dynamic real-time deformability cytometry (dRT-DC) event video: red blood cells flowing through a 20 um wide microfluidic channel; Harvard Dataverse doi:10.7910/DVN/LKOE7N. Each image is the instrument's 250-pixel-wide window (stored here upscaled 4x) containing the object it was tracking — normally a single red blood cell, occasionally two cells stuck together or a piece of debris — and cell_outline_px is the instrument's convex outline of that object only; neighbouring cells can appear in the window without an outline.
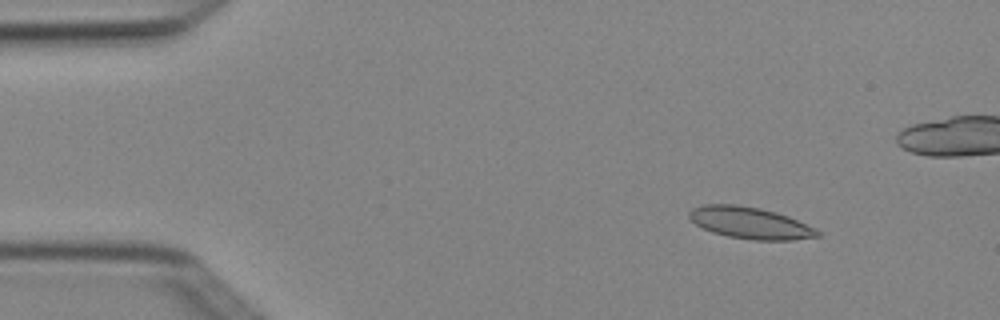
{"species": "Egyptian fruit bat (a non-hibernating species)", "species_latin": "Rousettus aegyptiacus", "temperature_condition": "cold", "stored_images_in_passage": 6, "camera_frame_rate_fps": 3000, "um_per_image_px": 0.085, "animal": {"sex": "female"}, "frame": {"image": 1, "passage_image": 2, "time_ms": 0.333, "image_size_px": [1000, 320], "cell_outline_px": [[820, 236], [792, 240], [752, 240], [728, 236], [712, 232], [696, 224], [688, 216], [688, 212], [692, 208], [704, 204], [736, 204], [760, 208], [776, 212], [788, 216], [816, 228], [820, 232]], "centroid_in_image_um": [63.76, 18.94], "position_along_channel_um": 21.2, "area_um2": 23.7}}
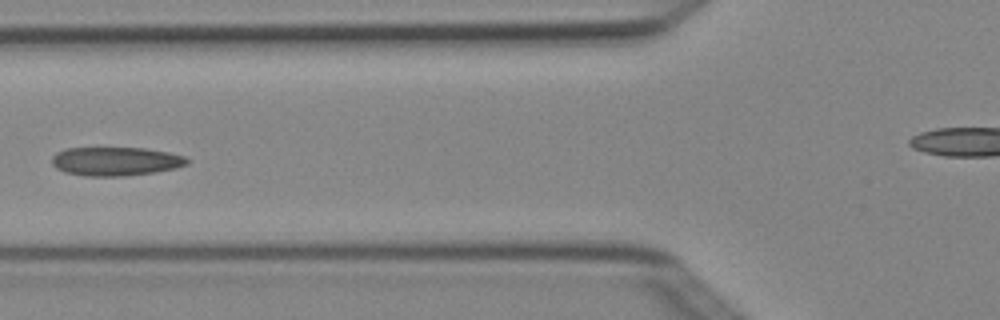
{"frame": {"image": 2, "passage_image": 6, "time_ms": 1.667, "image_size_px": [1000, 320], "cell_outline_px": [[188, 164], [176, 168], [156, 172], [124, 176], [88, 176], [64, 172], [56, 168], [52, 164], [52, 156], [56, 152], [64, 148], [144, 148], [168, 152], [184, 156], [188, 160]], "centroid_in_image_um": [9.81, 13.71], "position_along_channel_um": 116.0, "area_um2": 22.72}}